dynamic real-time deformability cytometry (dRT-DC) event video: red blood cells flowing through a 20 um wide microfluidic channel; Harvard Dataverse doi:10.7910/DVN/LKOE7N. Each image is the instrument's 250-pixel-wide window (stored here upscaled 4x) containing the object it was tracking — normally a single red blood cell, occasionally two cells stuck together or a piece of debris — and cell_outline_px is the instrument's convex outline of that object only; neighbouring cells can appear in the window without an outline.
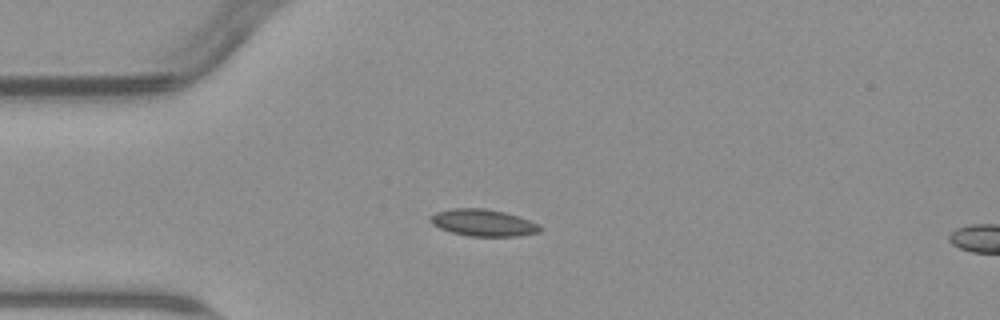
{"species": "common noctule bat (a hibernating species)", "species_latin": "Nyctalus noctula", "temperature_condition": "warm", "stored_images_in_passage": 5, "camera_frame_rate_fps": 3000, "um_per_image_px": 0.085, "animal": {"sex": "male", "body_mass_g": 23.1, "forearm_length_mm": 52.7}, "frame": {"image": 1, "passage_image": 4, "time_ms": 3.667, "image_size_px": [1000, 320], "cell_outline_px": [[540, 232], [520, 236], [468, 236], [452, 232], [440, 228], [432, 224], [428, 220], [428, 216], [436, 212], [452, 208], [484, 208], [504, 212], [528, 220], [536, 224], [540, 228]], "centroid_in_image_um": [41.0, 18.93], "position_along_channel_um": 44.0, "area_um2": 17.05}}